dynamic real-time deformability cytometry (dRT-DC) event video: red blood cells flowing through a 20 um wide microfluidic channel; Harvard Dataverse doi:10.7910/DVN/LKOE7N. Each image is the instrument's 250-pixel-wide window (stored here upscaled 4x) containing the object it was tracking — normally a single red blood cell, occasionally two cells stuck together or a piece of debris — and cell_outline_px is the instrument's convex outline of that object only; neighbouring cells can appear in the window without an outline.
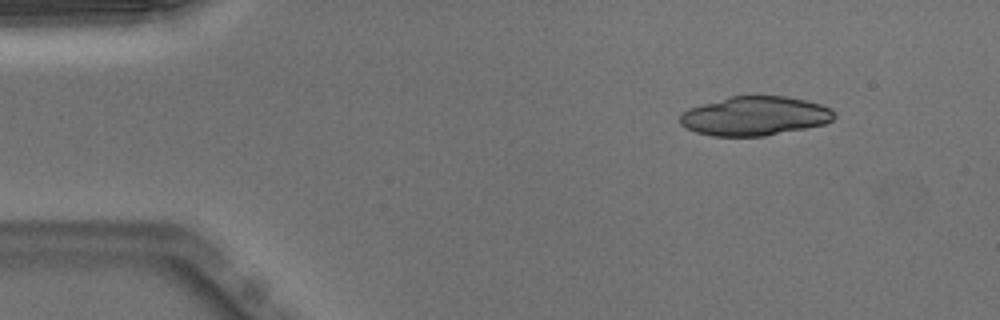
{"species": "Egyptian fruit bat (a non-hibernating species)", "species_latin": "Rousettus aegyptiacus", "temperature_condition": "warm", "stored_images_in_passage": 33, "camera_frame_rate_fps": 3000, "um_per_image_px": 0.085, "animal": {"sex": "male"}, "frame": {"image": 1, "passage_image": 1, "time_ms": 0.0, "image_size_px": [1000, 320], "cell_outline_px": [[836, 116], [832, 120], [824, 124], [764, 136], [712, 136], [696, 132], [680, 124], [680, 112], [688, 108], [728, 96], [788, 96], [820, 104], [832, 108]], "centroid_in_image_um": [64.14, 9.85], "position_along_channel_um": 20.9, "area_um2": 35.2}}